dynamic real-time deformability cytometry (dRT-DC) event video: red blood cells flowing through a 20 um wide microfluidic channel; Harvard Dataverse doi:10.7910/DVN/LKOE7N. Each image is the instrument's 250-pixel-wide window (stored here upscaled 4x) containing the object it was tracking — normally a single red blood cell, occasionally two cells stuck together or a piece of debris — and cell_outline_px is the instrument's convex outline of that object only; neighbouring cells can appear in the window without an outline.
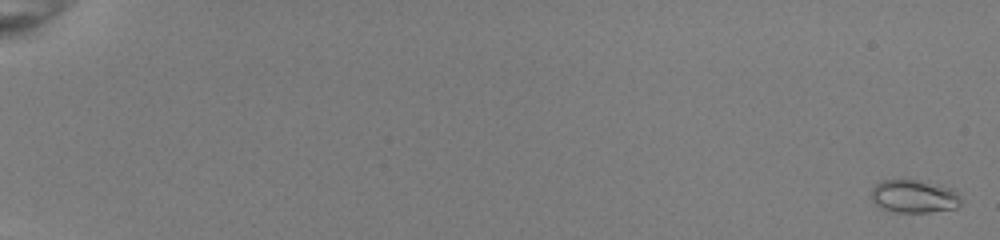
{"species": "common noctule bat (a hibernating species)", "species_latin": "Nyctalus noctula", "temperature_condition": "room temperature", "stored_images_in_passage": 54, "camera_frame_rate_fps": 3000, "um_per_image_px": 0.085, "animal": {"sex": "female", "body_mass_g": 22.0, "forearm_length_mm": 56.7}, "frame": {"image": 1, "passage_image": 2, "time_ms": 0.333, "image_size_px": [1000, 240], "cell_outline_px": [[960, 204], [956, 208], [928, 212], [892, 212], [880, 208], [872, 200], [872, 188], [880, 180], [916, 180], [940, 184], [952, 188], [956, 192], [960, 200]], "centroid_in_image_um": [77.67, 16.69], "position_along_channel_um": 7.3, "area_um2": 17.28}}
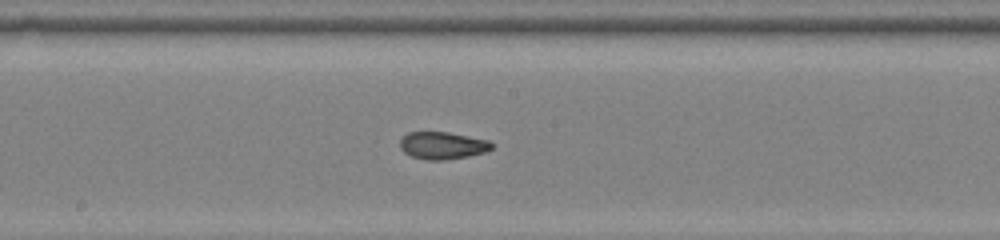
{"frame": {"image": 2, "passage_image": 33, "time_ms": 10.667, "image_size_px": [1000, 240], "cell_outline_px": [[492, 148], [484, 152], [468, 156], [444, 160], [428, 160], [412, 156], [404, 152], [400, 148], [400, 140], [408, 132], [448, 132], [488, 140], [492, 144]], "centroid_in_image_um": [37.59, 12.36], "position_along_channel_um": 210.6, "area_um2": 14.45}}
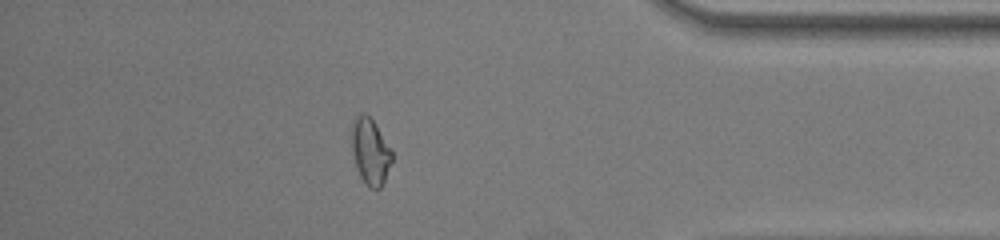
{"frame": {"image": 3, "passage_image": 49, "time_ms": 16.0, "image_size_px": [1000, 240], "cell_outline_px": [[392, 160], [384, 180], [380, 188], [372, 188], [360, 176], [356, 168], [352, 148], [352, 128], [356, 120], [364, 112], [372, 120], [392, 148]], "centroid_in_image_um": [31.5, 12.89], "position_along_channel_um": 403.7, "area_um2": 14.97}, "authors_computed_cell_mechanics": {"area_um2": 15.3459, "velocity_mm_per_s": 4.0223, "shape_relaxation_time_tau1_ms": 7.3664, "shape_relaxation_time_tau2_ms": 1.3326, "deformation_change_tau1": 0.2099, "deformation_change_tau2": 0.0565}}